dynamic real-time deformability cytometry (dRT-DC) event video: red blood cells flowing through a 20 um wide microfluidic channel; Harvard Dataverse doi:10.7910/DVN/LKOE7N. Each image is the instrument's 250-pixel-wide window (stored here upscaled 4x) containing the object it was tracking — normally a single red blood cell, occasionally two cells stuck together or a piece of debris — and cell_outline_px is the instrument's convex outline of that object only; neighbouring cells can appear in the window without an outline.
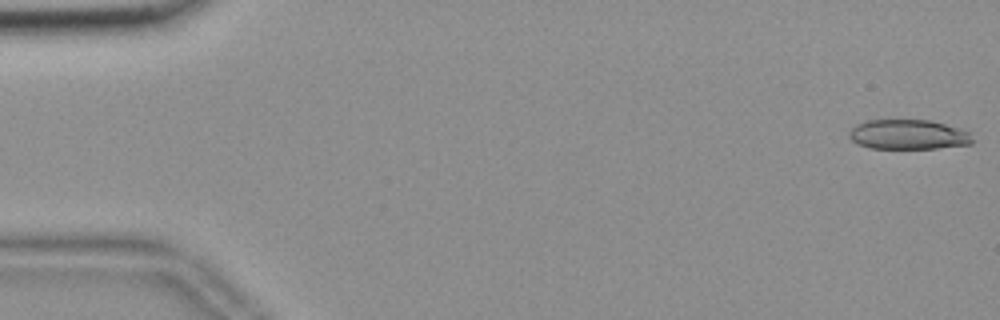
{"species": "common noctule bat (a hibernating species)", "species_latin": "Nyctalus noctula", "temperature_condition": "room temperature", "stored_images_in_passage": 55, "camera_frame_rate_fps": 3000, "um_per_image_px": 0.085, "animal": {"sex": "female", "body_mass_g": 18.4}, "frame": {"image": 1, "passage_image": 1, "time_ms": 0.0, "image_size_px": [1000, 320], "cell_outline_px": [[976, 140], [972, 144], [936, 148], [872, 148], [860, 144], [852, 140], [848, 136], [848, 132], [856, 124], [868, 120], [928, 120], [960, 128], [968, 132]], "centroid_in_image_um": [77.23, 11.43], "position_along_channel_um": 7.8, "area_um2": 21.33}}
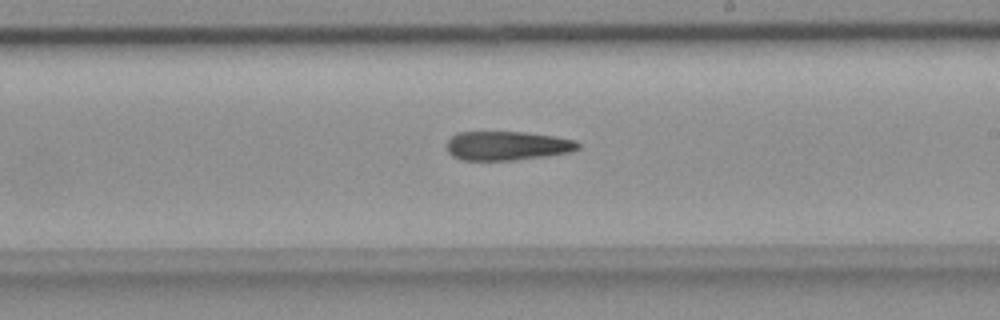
{"frame": {"image": 2, "passage_image": 32, "time_ms": 10.333, "image_size_px": [1000, 320], "cell_outline_px": [[580, 148], [568, 152], [544, 156], [512, 160], [460, 160], [452, 156], [448, 152], [448, 140], [456, 132], [524, 132], [552, 136], [576, 140], [580, 144]], "centroid_in_image_um": [43.08, 12.38], "position_along_channel_um": 245.9, "area_um2": 22.08}}
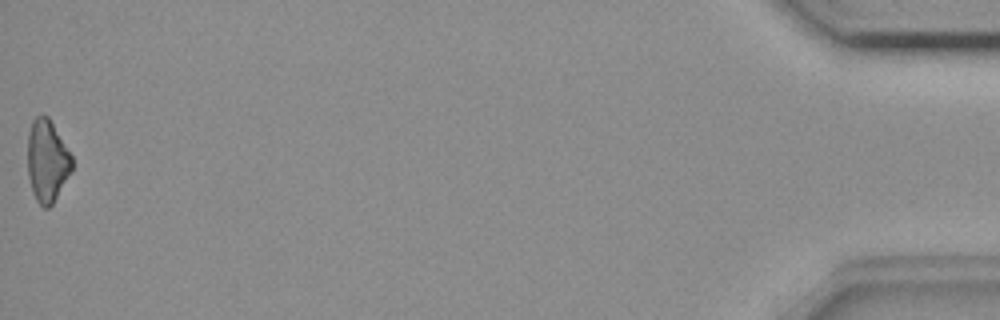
{"frame": {"image": 3, "passage_image": 55, "time_ms": 18.0, "image_size_px": [1000, 320], "cell_outline_px": [[72, 168], [52, 204], [48, 208], [44, 208], [36, 200], [32, 192], [28, 176], [28, 132], [32, 120], [36, 116], [48, 116], [72, 156]], "centroid_in_image_um": [3.98, 13.67], "position_along_channel_um": 431.2, "area_um2": 20.92}}